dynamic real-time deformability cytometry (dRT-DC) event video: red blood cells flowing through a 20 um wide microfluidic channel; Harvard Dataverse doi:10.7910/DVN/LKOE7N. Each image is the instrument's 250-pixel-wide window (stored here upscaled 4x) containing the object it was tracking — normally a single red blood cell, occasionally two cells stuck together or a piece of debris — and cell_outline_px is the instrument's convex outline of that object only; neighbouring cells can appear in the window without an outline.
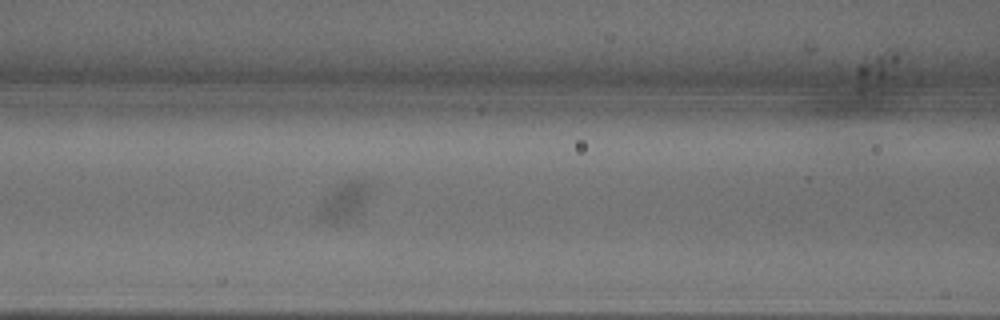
{"species": "common noctule bat (a hibernating species)", "species_latin": "Nyctalus noctula", "temperature_condition": "warm", "stored_images_in_passage": 56, "camera_frame_rate_fps": 3000, "um_per_image_px": 0.085, "animal": {"sex": "male", "body_mass_g": 18.8}, "frame": {"image": 1, "passage_image": 25, "time_ms": 8.0, "image_size_px": [1000, 320], "cell_outline_px": [[372, 184], [368, 196], [360, 208], [356, 212], [340, 224], [328, 224], [320, 220], [320, 212], [324, 204], [332, 192], [344, 180], [364, 180]], "centroid_in_image_um": [29.32, 17.11], "position_along_channel_um": 137.3, "area_um2": 10.58}}